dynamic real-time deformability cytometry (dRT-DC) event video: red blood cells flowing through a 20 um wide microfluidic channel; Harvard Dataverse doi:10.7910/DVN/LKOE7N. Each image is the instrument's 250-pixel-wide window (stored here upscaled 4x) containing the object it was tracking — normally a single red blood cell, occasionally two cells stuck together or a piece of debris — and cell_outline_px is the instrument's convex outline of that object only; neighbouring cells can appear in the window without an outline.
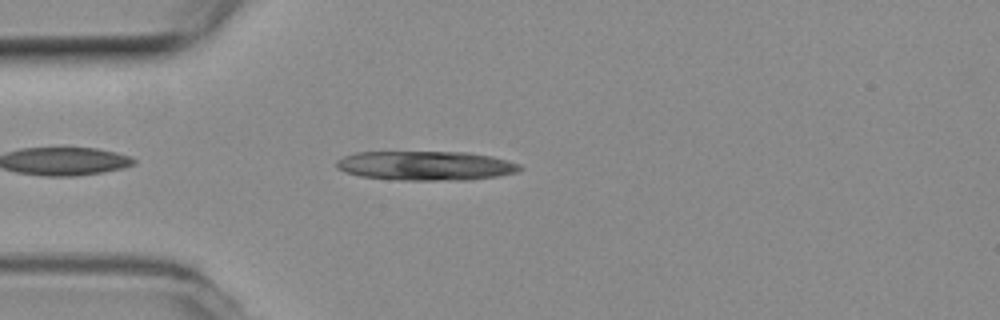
{"species": "common noctule bat (a hibernating species)", "species_latin": "Nyctalus noctula", "temperature_condition": "room temperature", "stored_images_in_passage": 3, "camera_frame_rate_fps": 3000, "um_per_image_px": 0.085, "animal": {"sex": "female", "body_mass_g": 19.3, "forearm_length_mm": 54.1}, "frame": {"image": 1, "passage_image": 2, "time_ms": 0.333, "image_size_px": [1000, 320], "cell_outline_px": [[524, 168], [516, 172], [496, 176], [468, 180], [396, 180], [360, 176], [344, 172], [336, 168], [336, 160], [344, 156], [356, 152], [468, 152], [492, 156], [508, 160], [520, 164]], "centroid_in_image_um": [36.18, 14.08], "position_along_channel_um": 48.8, "area_um2": 31.56}}